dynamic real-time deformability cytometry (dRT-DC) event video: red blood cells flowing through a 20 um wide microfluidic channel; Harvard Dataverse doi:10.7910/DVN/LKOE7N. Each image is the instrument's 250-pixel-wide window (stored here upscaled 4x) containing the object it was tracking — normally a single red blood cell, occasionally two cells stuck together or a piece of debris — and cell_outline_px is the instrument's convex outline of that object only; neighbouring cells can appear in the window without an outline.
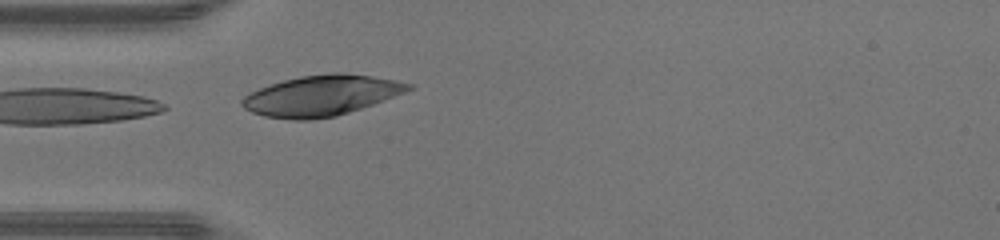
{"species": "human", "species_latin": "Homo sapiens", "temperature_condition": "warm", "stored_images_in_passage": 9, "camera_frame_rate_fps": 3000, "um_per_image_px": 0.085, "donor": {"sex": "male"}, "frame": {"image": 1, "passage_image": 9, "time_ms": 2.667, "image_size_px": [1000, 240], "cell_outline_px": [[416, 84], [412, 88], [404, 92], [372, 104], [336, 116], [312, 120], [292, 120], [264, 116], [252, 112], [244, 108], [240, 104], [240, 100], [244, 96], [260, 88], [284, 80], [300, 76], [332, 72], [344, 72], [372, 76], [396, 80]], "centroid_in_image_um": [27.3, 8.12], "position_along_channel_um": 57.7, "area_um2": 39.19}}